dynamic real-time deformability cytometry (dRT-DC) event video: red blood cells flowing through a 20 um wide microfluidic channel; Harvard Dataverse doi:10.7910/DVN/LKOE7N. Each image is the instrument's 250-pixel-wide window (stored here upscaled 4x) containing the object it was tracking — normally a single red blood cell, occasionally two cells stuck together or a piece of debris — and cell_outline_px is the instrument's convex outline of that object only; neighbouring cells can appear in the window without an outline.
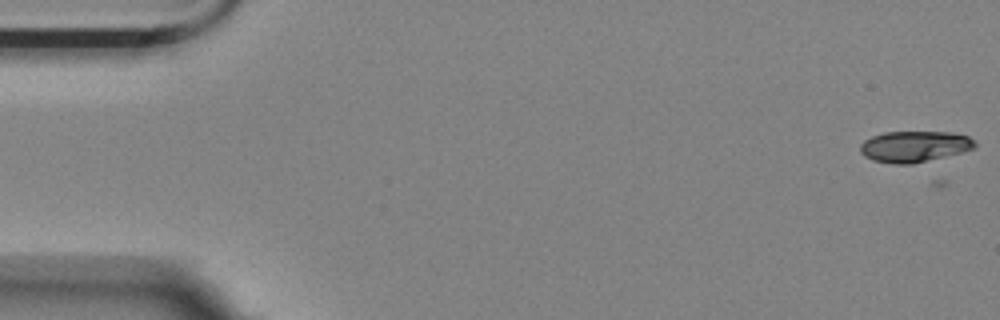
{"species": "Egyptian fruit bat (a non-hibernating species)", "species_latin": "Rousettus aegyptiacus", "temperature_condition": "room temperature", "stored_images_in_passage": 4, "camera_frame_rate_fps": 3000, "um_per_image_px": 0.085, "animal": {"sex": "female"}, "frame": {"image": 1, "passage_image": 1, "time_ms": 0.0, "image_size_px": [1000, 320], "cell_outline_px": [[976, 148], [912, 164], [892, 164], [872, 160], [864, 156], [860, 152], [860, 144], [864, 140], [872, 136], [884, 132], [952, 132], [968, 136], [976, 140]], "centroid_in_image_um": [77.71, 12.44], "position_along_channel_um": 7.3, "area_um2": 20.81}}